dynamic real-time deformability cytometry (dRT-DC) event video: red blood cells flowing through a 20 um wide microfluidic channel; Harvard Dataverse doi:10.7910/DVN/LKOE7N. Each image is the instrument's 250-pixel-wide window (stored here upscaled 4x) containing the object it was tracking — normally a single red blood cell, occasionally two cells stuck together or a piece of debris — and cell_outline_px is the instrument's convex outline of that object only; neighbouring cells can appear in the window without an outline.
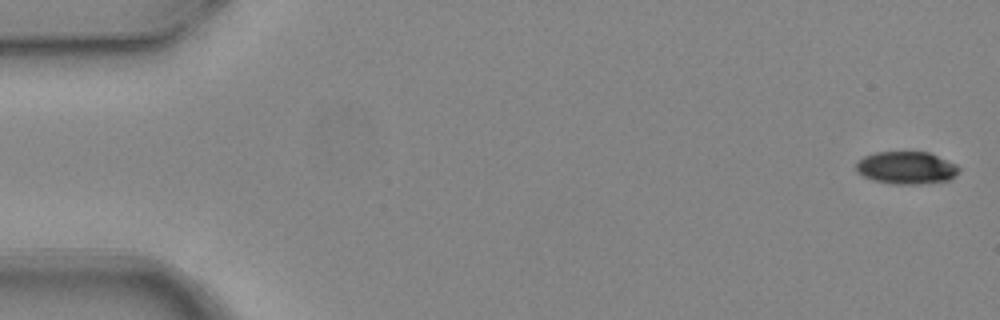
{"species": "common noctule bat (a hibernating species)", "species_latin": "Nyctalus noctula", "temperature_condition": "warm", "stored_images_in_passage": 4, "camera_frame_rate_fps": 3000, "um_per_image_px": 0.085, "animal": {"sex": "female", "body_mass_g": 24.6, "forearm_length_mm": 56.2}, "frame": {"image": 1, "passage_image": 1, "time_ms": 0.0, "image_size_px": [1000, 320], "cell_outline_px": [[960, 168], [956, 176], [948, 180], [916, 184], [892, 184], [876, 180], [864, 176], [856, 172], [856, 164], [864, 156], [876, 152], [928, 152], [956, 164]], "centroid_in_image_um": [77.05, 14.26], "position_along_channel_um": 8.0, "area_um2": 19.31}}
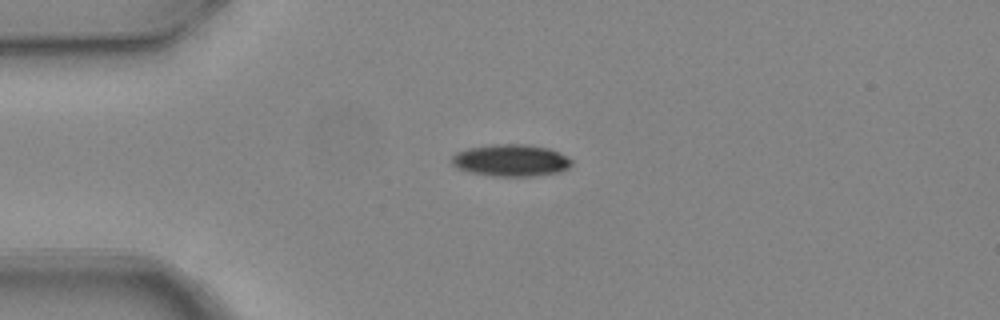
{"frame": {"image": 2, "passage_image": 4, "time_ms": 1.0, "image_size_px": [1000, 320], "cell_outline_px": [[572, 164], [568, 168], [560, 172], [536, 176], [492, 176], [468, 172], [456, 168], [452, 164], [452, 156], [456, 152], [468, 148], [492, 144], [528, 144], [548, 148], [568, 156], [572, 160]], "centroid_in_image_um": [43.43, 13.63], "position_along_channel_um": 41.6, "area_um2": 22.6}}